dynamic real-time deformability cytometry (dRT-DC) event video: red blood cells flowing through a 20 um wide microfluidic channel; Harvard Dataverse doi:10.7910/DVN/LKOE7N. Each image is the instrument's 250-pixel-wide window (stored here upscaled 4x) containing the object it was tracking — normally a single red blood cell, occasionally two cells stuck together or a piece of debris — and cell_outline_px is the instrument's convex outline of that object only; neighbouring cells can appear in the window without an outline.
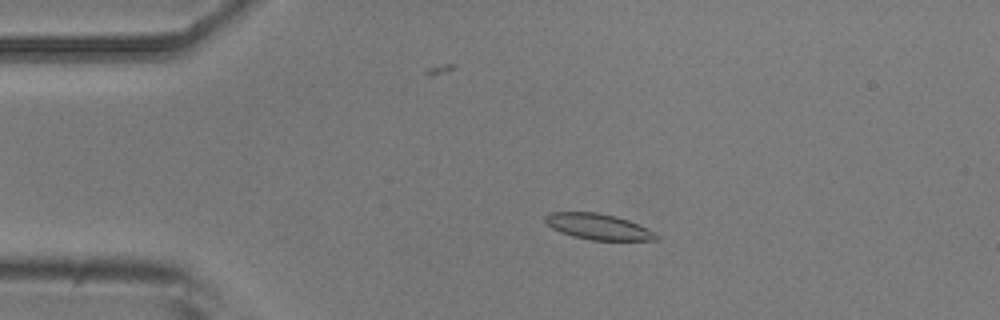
{"species": "common noctule bat (a hibernating species)", "species_latin": "Nyctalus noctula", "temperature_condition": "room temperature", "stored_images_in_passage": 52, "camera_frame_rate_fps": 3000, "um_per_image_px": 0.085, "animal": {"sex": "male", "body_mass_g": 20.5, "forearm_length_mm": 52.5}, "frame": {"image": 1, "passage_image": 11, "time_ms": 3.333, "image_size_px": [1000, 320], "cell_outline_px": [[660, 240], [592, 240], [572, 236], [560, 232], [552, 228], [544, 220], [544, 216], [552, 212], [596, 212], [616, 216], [628, 220], [656, 232], [660, 236]], "centroid_in_image_um": [50.87, 19.27], "position_along_channel_um": 34.1, "area_um2": 16.76}}
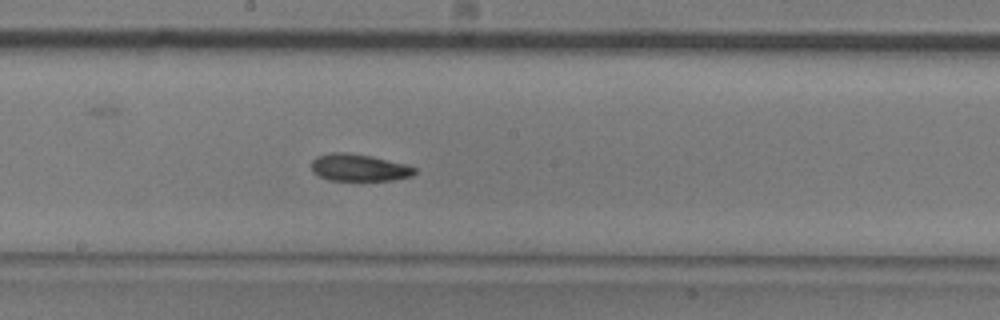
{"frame": {"image": 2, "passage_image": 28, "time_ms": 9.0, "image_size_px": [1000, 320], "cell_outline_px": [[416, 172], [412, 176], [392, 180], [328, 180], [312, 172], [312, 160], [316, 156], [332, 152], [348, 152], [408, 164], [416, 168]], "centroid_in_image_um": [30.51, 14.24], "position_along_channel_um": 217.7, "area_um2": 16.3}}
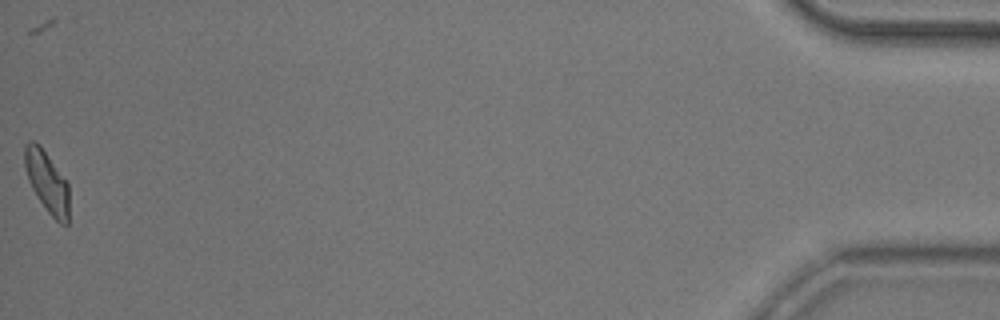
{"frame": {"image": 3, "passage_image": 52, "time_ms": 17.0, "image_size_px": [1000, 320], "cell_outline_px": [[68, 224], [60, 224], [48, 212], [36, 196], [28, 180], [24, 164], [24, 144], [28, 140], [32, 140], [40, 144], [68, 184]], "centroid_in_image_um": [3.96, 15.43], "position_along_channel_um": 431.2, "area_um2": 15.84}, "authors_computed_cell_mechanics": {"area_um2": 16.7042, "velocity_mm_per_s": 3.9157, "shape_relaxation_time_tau1_ms": 5.4193, "shape_relaxation_time_tau2_ms": 6.0221, "deformation_change_tau1": 0.1458, "deformation_change_tau2": 0.0658}}